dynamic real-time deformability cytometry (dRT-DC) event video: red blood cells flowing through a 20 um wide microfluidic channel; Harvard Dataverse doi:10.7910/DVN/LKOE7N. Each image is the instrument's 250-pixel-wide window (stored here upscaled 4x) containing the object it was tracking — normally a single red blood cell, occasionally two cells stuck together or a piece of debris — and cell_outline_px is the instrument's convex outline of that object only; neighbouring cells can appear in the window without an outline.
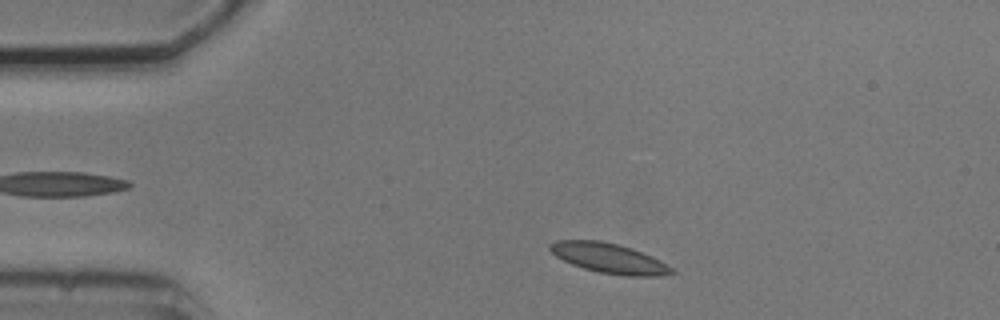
{"species": "common noctule bat (a hibernating species)", "species_latin": "Nyctalus noctula", "temperature_condition": "cold", "stored_images_in_passage": 8, "camera_frame_rate_fps": 3000, "um_per_image_px": 0.085, "animal": {"sex": "male", "body_mass_g": 20.5, "forearm_length_mm": 52.5}, "frame": {"image": 1, "passage_image": 1, "time_ms": 0.0, "image_size_px": [1000, 320], "cell_outline_px": [[676, 272], [656, 276], [624, 276], [600, 272], [584, 268], [572, 264], [556, 256], [548, 248], [548, 244], [556, 240], [600, 240], [632, 248], [652, 256], [660, 260], [672, 268]], "centroid_in_image_um": [51.76, 21.94], "position_along_channel_um": 33.2, "area_um2": 21.1}}
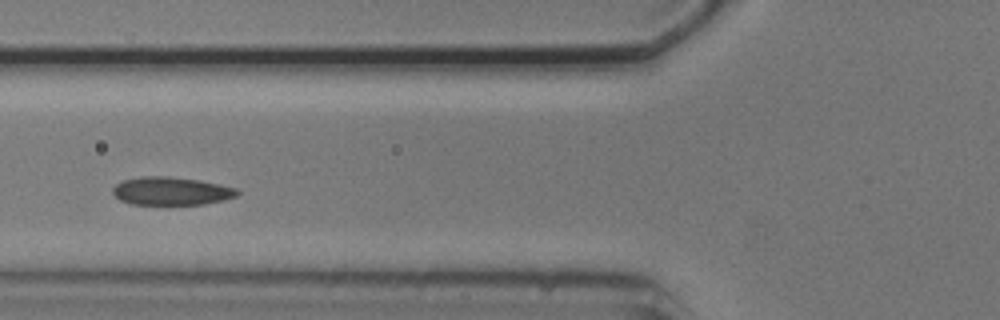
{"frame": {"image": 2, "passage_image": 4, "time_ms": 3.333, "image_size_px": [1000, 320], "cell_outline_px": [[240, 192], [236, 196], [224, 200], [204, 204], [132, 204], [120, 200], [112, 192], [112, 188], [116, 184], [124, 180], [144, 176], [168, 176], [200, 180], [220, 184], [236, 188]], "centroid_in_image_um": [14.57, 16.23], "position_along_channel_um": 111.2, "area_um2": 20.35}}
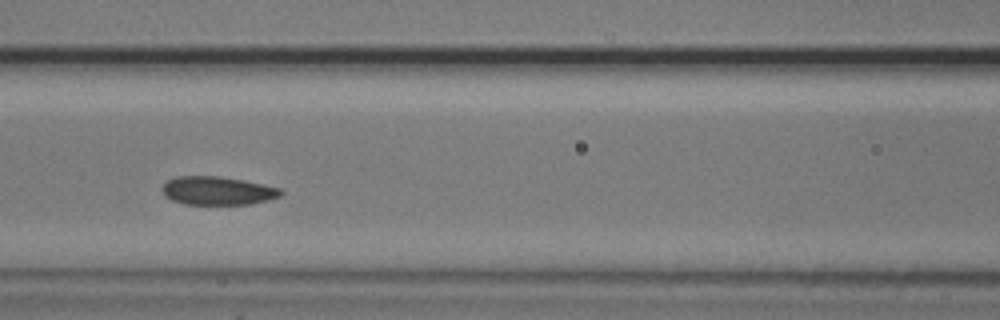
{"frame": {"image": 3, "passage_image": 5, "time_ms": 4.333, "image_size_px": [1000, 320], "cell_outline_px": [[284, 192], [280, 196], [268, 200], [248, 204], [184, 204], [172, 200], [164, 196], [160, 188], [168, 180], [176, 176], [220, 176], [244, 180], [280, 188]], "centroid_in_image_um": [18.46, 16.2], "position_along_channel_um": 148.1, "area_um2": 19.71}}